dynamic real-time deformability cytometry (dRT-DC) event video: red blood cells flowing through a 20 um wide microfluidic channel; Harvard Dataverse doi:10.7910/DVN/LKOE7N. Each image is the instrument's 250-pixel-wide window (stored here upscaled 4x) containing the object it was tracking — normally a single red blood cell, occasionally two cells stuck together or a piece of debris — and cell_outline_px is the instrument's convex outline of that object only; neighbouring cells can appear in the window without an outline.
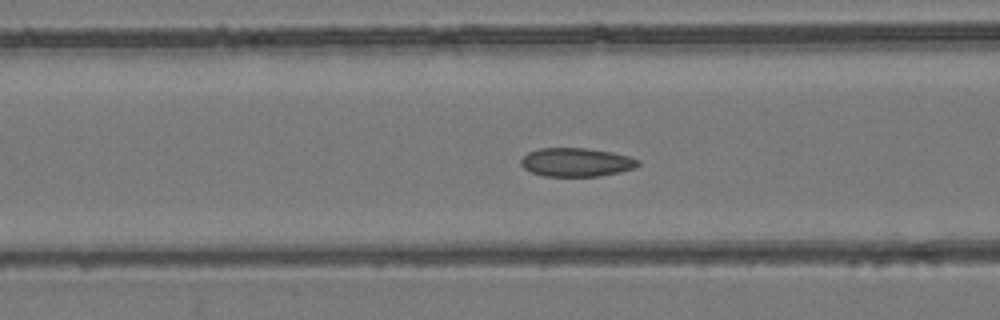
{"species": "common noctule bat (a hibernating species)", "species_latin": "Nyctalus noctula", "temperature_condition": "room temperature", "stored_images_in_passage": 53, "camera_frame_rate_fps": 3000, "um_per_image_px": 0.085, "animal": {"sex": "female", "body_mass_g": 24.6, "forearm_length_mm": 56.2}, "frame": {"image": 1, "passage_image": 21, "time_ms": 6.667, "image_size_px": [1000, 320], "cell_outline_px": [[640, 164], [636, 168], [620, 172], [600, 176], [544, 176], [532, 172], [524, 168], [520, 164], [520, 160], [528, 152], [540, 148], [588, 148], [612, 152], [628, 156], [640, 160]], "centroid_in_image_um": [49.01, 13.79], "position_along_channel_um": 117.6, "area_um2": 19.65}}
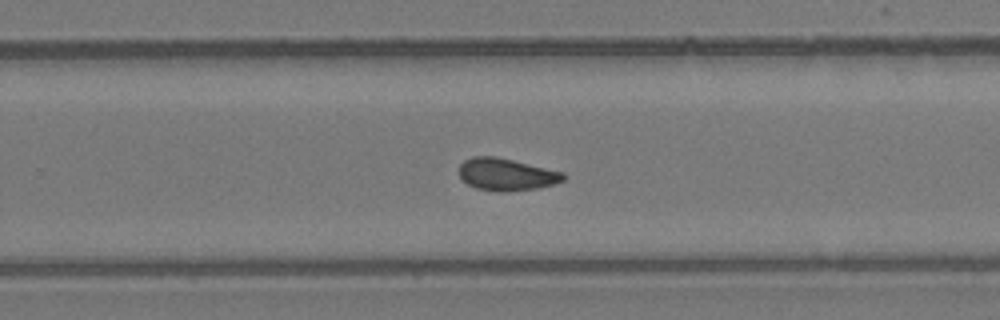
{"frame": {"image": 2, "passage_image": 34, "time_ms": 11.0, "image_size_px": [1000, 320], "cell_outline_px": [[568, 176], [564, 180], [540, 188], [508, 192], [500, 192], [476, 188], [460, 180], [460, 164], [464, 160], [472, 156], [496, 156], [564, 172]], "centroid_in_image_um": [43.05, 14.83], "position_along_channel_um": 286.8, "area_um2": 19.83}}
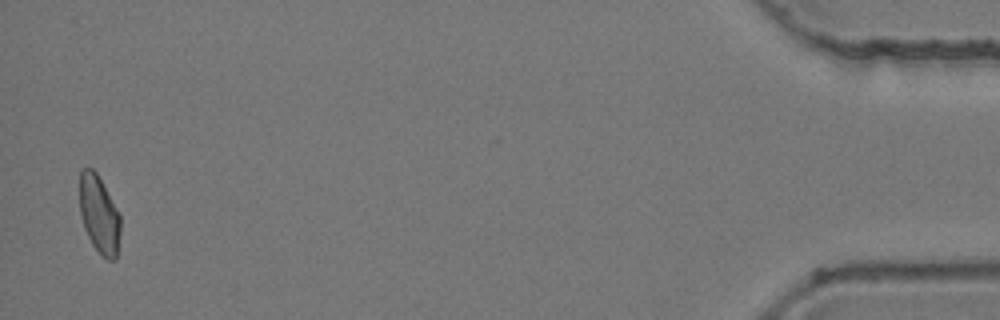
{"frame": {"image": 3, "passage_image": 52, "time_ms": 17.0, "image_size_px": [1000, 320], "cell_outline_px": [[120, 232], [116, 260], [108, 260], [100, 256], [92, 244], [84, 228], [80, 212], [80, 168], [92, 168], [96, 172], [120, 216]], "centroid_in_image_um": [8.42, 18.27], "position_along_channel_um": 426.8, "area_um2": 18.38}, "authors_computed_cell_mechanics": {"area_um2": 19.652, "velocity_mm_per_s": 3.9075, "shape_relaxation_time_tau1_ms": null, "shape_relaxation_time_tau2_ms": 2.2685, "deformation_change_tau1": null, "deformation_change_tau2": 0.0803}}